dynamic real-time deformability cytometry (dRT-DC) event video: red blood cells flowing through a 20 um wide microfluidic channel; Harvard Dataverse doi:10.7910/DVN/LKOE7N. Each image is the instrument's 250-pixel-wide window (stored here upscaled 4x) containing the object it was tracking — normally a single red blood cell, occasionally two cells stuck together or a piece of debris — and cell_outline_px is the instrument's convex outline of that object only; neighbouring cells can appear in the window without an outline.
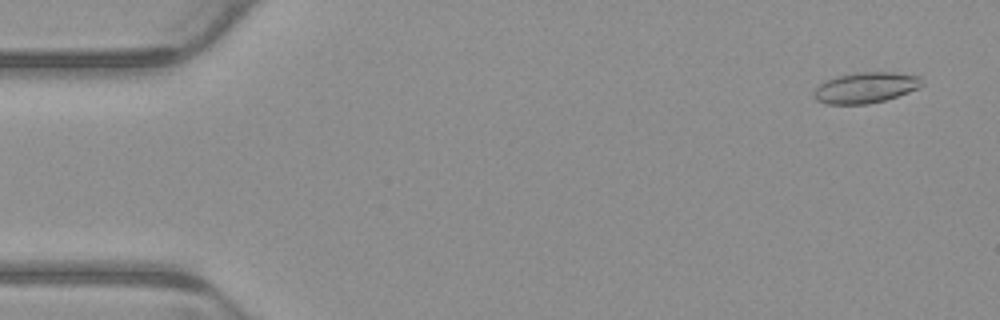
{"species": "common noctule bat (a hibernating species)", "species_latin": "Nyctalus noctula", "temperature_condition": "warm", "stored_images_in_passage": 6, "camera_frame_rate_fps": 3000, "um_per_image_px": 0.085, "animal": {"sex": "male", "body_mass_g": 23.1, "forearm_length_mm": 52.7}, "frame": {"image": 1, "passage_image": 1, "time_ms": 0.0, "image_size_px": [1000, 320], "cell_outline_px": [[924, 84], [920, 88], [884, 100], [868, 104], [828, 104], [816, 100], [812, 96], [812, 92], [820, 84], [836, 76], [856, 72], [892, 72], [920, 76]], "centroid_in_image_um": [73.58, 7.45], "position_along_channel_um": 11.4, "area_um2": 19.42}}
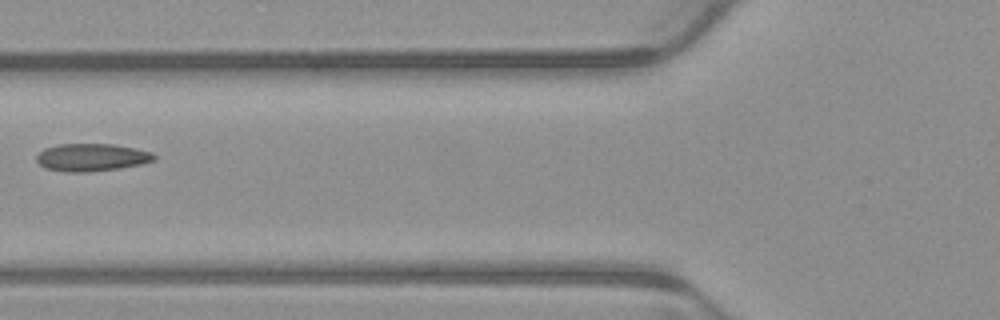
{"frame": {"image": 2, "passage_image": 6, "time_ms": 1.667, "image_size_px": [1000, 320], "cell_outline_px": [[156, 160], [140, 164], [120, 168], [88, 172], [64, 172], [44, 168], [36, 160], [36, 156], [44, 148], [56, 144], [116, 144], [136, 148], [152, 152], [156, 156]], "centroid_in_image_um": [7.79, 13.37], "position_along_channel_um": 118.0, "area_um2": 19.13}}